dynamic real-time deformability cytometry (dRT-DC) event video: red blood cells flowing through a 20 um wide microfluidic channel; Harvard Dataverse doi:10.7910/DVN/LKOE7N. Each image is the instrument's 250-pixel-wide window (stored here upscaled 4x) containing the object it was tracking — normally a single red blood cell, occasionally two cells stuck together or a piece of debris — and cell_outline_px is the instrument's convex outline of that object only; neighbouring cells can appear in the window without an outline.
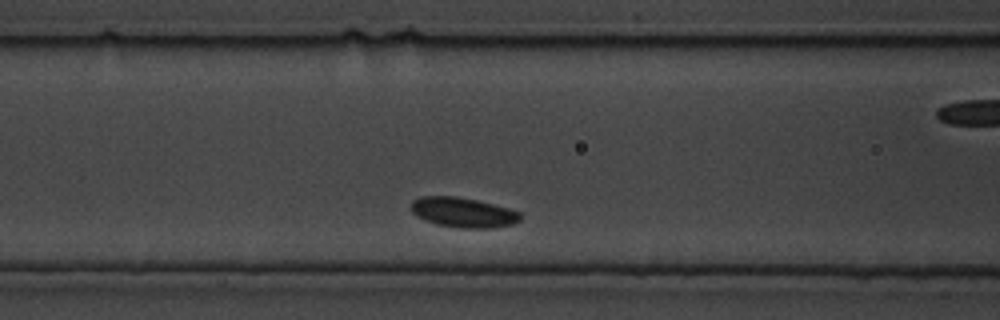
{"species": "common noctule bat (a hibernating species)", "species_latin": "Nyctalus noctula", "temperature_condition": "cold", "stored_images_in_passage": 5, "segment_of_instrument_passage": [1, 2], "camera_frame_rate_fps": 3000, "um_per_image_px": 0.085, "animal": {"sex": "male", "body_mass_g": 19.5, "forearm_length_mm": 54.6}, "frame": {"image": 1, "passage_image": 4, "time_ms": 1.0, "image_size_px": [1000, 320], "cell_outline_px": [[524, 216], [520, 220], [512, 224], [492, 228], [460, 228], [436, 224], [424, 220], [416, 216], [412, 212], [412, 200], [420, 196], [456, 196], [476, 200], [508, 208], [520, 212]], "centroid_in_image_um": [39.37, 18.06], "position_along_channel_um": 127.2, "area_um2": 19.13}}